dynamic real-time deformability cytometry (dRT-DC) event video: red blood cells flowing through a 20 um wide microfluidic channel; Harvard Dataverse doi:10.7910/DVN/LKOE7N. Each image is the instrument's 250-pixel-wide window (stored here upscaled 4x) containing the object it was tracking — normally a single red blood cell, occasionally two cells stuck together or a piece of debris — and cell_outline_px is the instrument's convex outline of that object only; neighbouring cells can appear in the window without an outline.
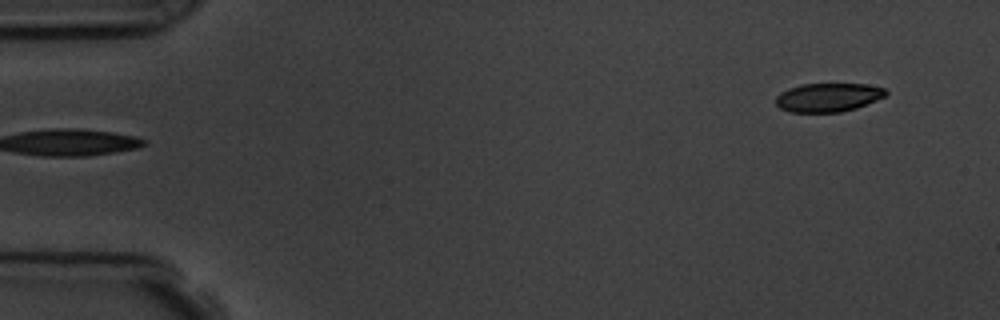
{"species": "common noctule bat (a hibernating species)", "species_latin": "Nyctalus noctula", "temperature_condition": "room temperature", "stored_images_in_passage": 6, "segment_of_instrument_passage": [2, 2], "camera_frame_rate_fps": 3000, "um_per_image_px": 0.085, "animal": {"sex": "male", "body_mass_g": 19.5, "forearm_length_mm": 54.6}, "frame": {"image": 1, "passage_image": 6, "time_ms": 5.667, "image_size_px": [1000, 320], "cell_outline_px": [[888, 92], [884, 96], [876, 100], [856, 108], [840, 112], [788, 112], [780, 108], [776, 104], [776, 96], [780, 92], [788, 88], [800, 84], [864, 84], [884, 88]], "centroid_in_image_um": [70.35, 8.28], "position_along_channel_um": 14.7, "area_um2": 18.38}}